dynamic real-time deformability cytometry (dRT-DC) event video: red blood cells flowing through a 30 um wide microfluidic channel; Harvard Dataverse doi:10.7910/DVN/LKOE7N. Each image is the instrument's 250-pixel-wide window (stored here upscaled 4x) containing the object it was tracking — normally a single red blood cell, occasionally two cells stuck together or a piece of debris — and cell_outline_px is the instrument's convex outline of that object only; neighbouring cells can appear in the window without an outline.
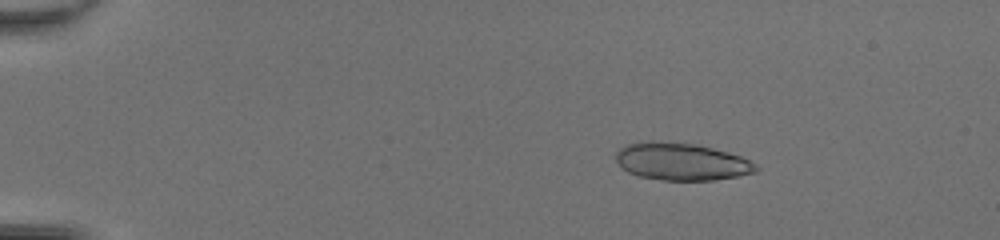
{"species": "common noctule bat (a hibernating species)", "species_latin": "Nyctalus noctula", "temperature_condition": "room temperature", "stored_images_in_passage": 49, "camera_frame_rate_fps": 3000, "um_per_image_px": 0.085, "animal": {"sex": "female", "body_mass_g": 20.0, "forearm_length_mm": 54.0}, "frame": {"image": 1, "passage_image": 9, "time_ms": 2.667, "image_size_px": [1000, 240], "cell_outline_px": [[760, 168], [756, 172], [736, 176], [712, 180], [664, 180], [640, 176], [628, 172], [620, 168], [616, 160], [616, 152], [624, 144], [648, 140], [652, 140], [696, 144], [728, 152], [740, 156], [756, 164]], "centroid_in_image_um": [57.88, 13.72], "position_along_channel_um": 27.1, "area_um2": 30.63}}
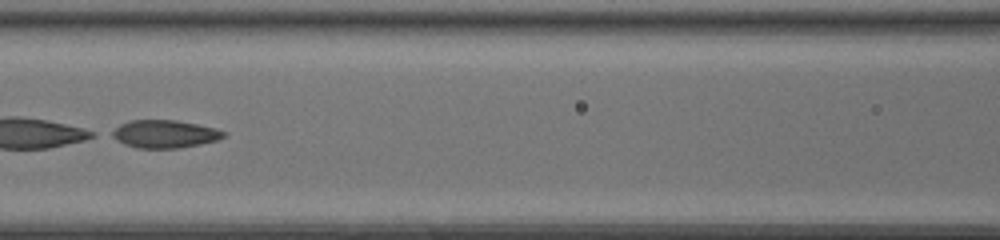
{"frame": {"image": 2, "passage_image": 25, "time_ms": 8.0, "image_size_px": [1000, 240], "cell_outline_px": [[228, 132], [224, 136], [216, 140], [200, 144], [180, 148], [136, 148], [124, 144], [108, 136], [108, 132], [120, 124], [128, 120], [176, 120], [216, 128]], "centroid_in_image_um": [13.92, 11.38], "position_along_channel_um": 152.7, "area_um2": 18.38}}
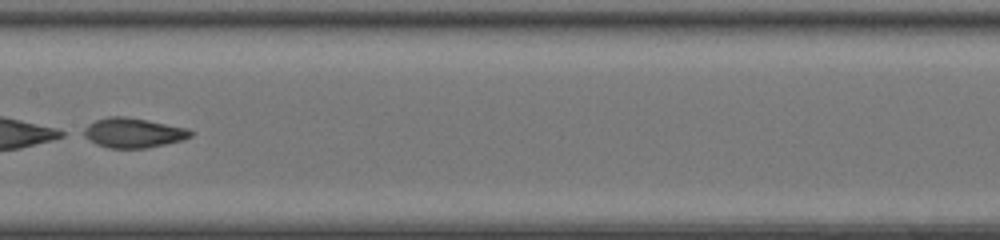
{"frame": {"image": 3, "passage_image": 28, "time_ms": 9.0, "image_size_px": [1000, 240], "cell_outline_px": [[192, 136], [180, 140], [164, 144], [144, 148], [108, 148], [96, 144], [76, 132], [88, 124], [96, 120], [108, 116], [124, 116], [148, 120], [188, 128], [192, 132]], "centroid_in_image_um": [11.22, 11.28], "position_along_channel_um": 196.2, "area_um2": 18.73}}